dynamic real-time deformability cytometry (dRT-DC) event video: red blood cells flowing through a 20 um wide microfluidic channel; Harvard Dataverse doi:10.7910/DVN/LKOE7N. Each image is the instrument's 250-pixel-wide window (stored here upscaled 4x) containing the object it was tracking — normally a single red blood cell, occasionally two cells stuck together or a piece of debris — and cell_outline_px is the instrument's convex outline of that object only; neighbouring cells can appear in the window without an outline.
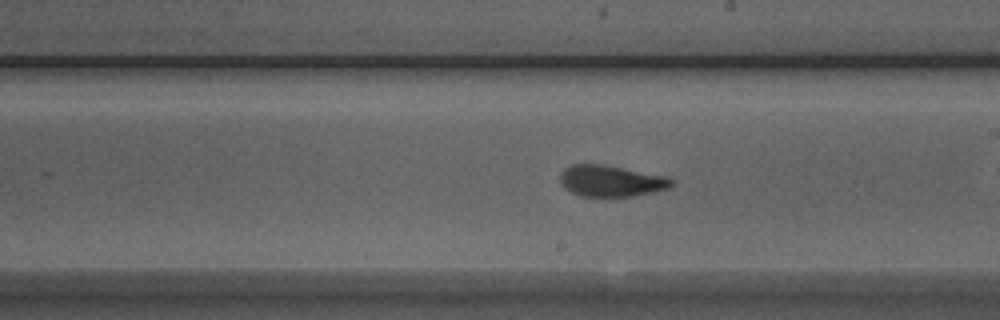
{"species": "Egyptian fruit bat (a non-hibernating species)", "species_latin": "Rousettus aegyptiacus", "temperature_condition": "room temperature", "stored_images_in_passage": 40, "camera_frame_rate_fps": 3000, "um_per_image_px": 0.085, "animal": {"sex": "male"}, "frame": {"image": 1, "passage_image": 28, "time_ms": 9.0, "image_size_px": [1000, 320], "cell_outline_px": [[672, 184], [668, 188], [652, 192], [632, 196], [580, 196], [564, 188], [560, 180], [560, 172], [564, 168], [572, 164], [600, 164], [668, 176], [672, 180]], "centroid_in_image_um": [51.9, 15.37], "position_along_channel_um": 237.1, "area_um2": 20.17}}